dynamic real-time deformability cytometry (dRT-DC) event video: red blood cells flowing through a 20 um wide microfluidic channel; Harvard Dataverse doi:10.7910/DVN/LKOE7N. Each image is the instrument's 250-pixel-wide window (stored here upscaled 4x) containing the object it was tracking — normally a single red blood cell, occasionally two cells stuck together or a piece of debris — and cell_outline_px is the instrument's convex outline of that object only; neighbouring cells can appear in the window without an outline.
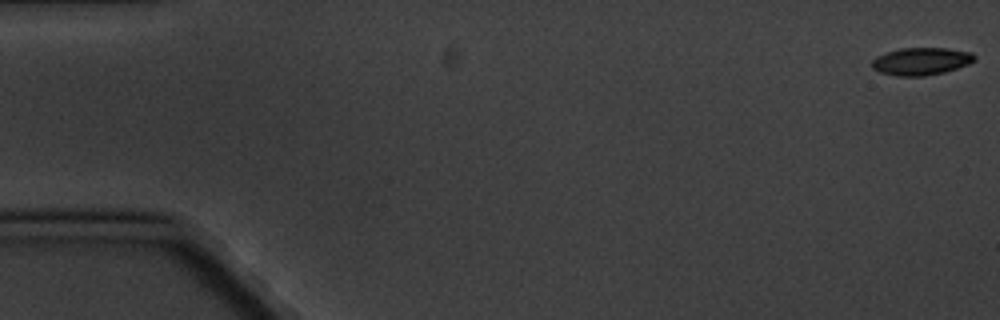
{"species": "common noctule bat (a hibernating species)", "species_latin": "Nyctalus noctula", "temperature_condition": "cold", "stored_images_in_passage": 5, "camera_frame_rate_fps": 3000, "um_per_image_px": 0.085, "animal": {"sex": "male", "body_mass_g": 20.1, "forearm_length_mm": 53.5}, "frame": {"image": 1, "passage_image": 1, "time_ms": 0.0, "image_size_px": [1000, 320], "cell_outline_px": [[976, 60], [968, 64], [944, 72], [924, 76], [896, 76], [880, 72], [872, 68], [872, 60], [876, 56], [900, 48], [948, 48], [972, 52], [976, 56]], "centroid_in_image_um": [78.31, 5.2], "position_along_channel_um": 6.7, "area_um2": 16.47}}
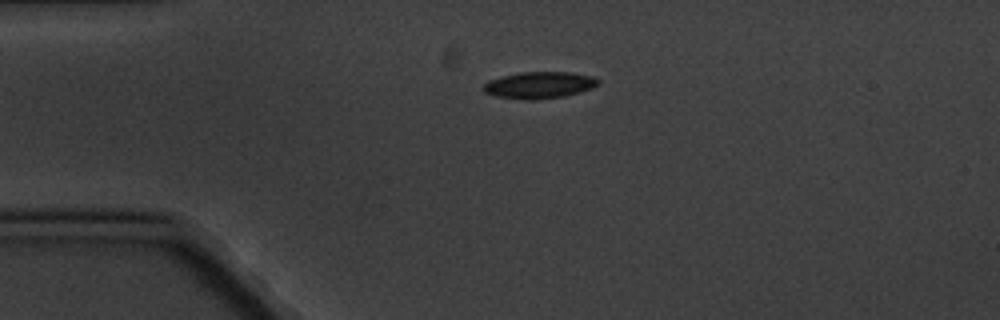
{"frame": {"image": 2, "passage_image": 4, "time_ms": 4.333, "image_size_px": [1000, 320], "cell_outline_px": [[600, 84], [592, 88], [580, 92], [564, 96], [536, 100], [528, 100], [496, 96], [484, 92], [484, 84], [488, 80], [500, 76], [520, 72], [568, 72], [592, 76], [600, 80]], "centroid_in_image_um": [45.85, 7.23], "position_along_channel_um": 39.2, "area_um2": 17.92}}